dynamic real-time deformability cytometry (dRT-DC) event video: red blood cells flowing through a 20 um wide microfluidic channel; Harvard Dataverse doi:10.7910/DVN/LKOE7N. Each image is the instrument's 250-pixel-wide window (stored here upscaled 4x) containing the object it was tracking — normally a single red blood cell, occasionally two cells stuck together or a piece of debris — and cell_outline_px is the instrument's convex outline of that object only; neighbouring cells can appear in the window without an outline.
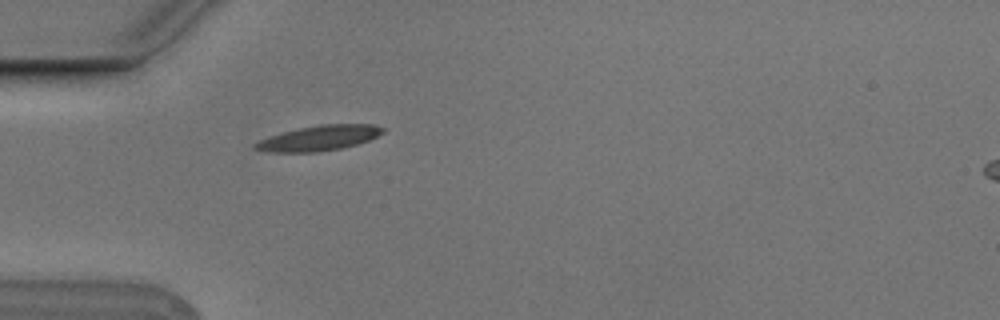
{"species": "Egyptian fruit bat (a non-hibernating species)", "species_latin": "Rousettus aegyptiacus", "temperature_condition": "cold", "stored_images_in_passage": 5, "camera_frame_rate_fps": 3000, "um_per_image_px": 0.085, "animal": {"sex": "male"}, "frame": {"image": 1, "passage_image": 5, "time_ms": 1.333, "image_size_px": [1000, 320], "cell_outline_px": [[384, 132], [368, 140], [356, 144], [340, 148], [316, 152], [272, 152], [252, 148], [252, 144], [268, 136], [296, 128], [320, 124], [372, 124], [384, 128]], "centroid_in_image_um": [27.07, 11.72], "position_along_channel_um": 57.9, "area_um2": 18.67}}